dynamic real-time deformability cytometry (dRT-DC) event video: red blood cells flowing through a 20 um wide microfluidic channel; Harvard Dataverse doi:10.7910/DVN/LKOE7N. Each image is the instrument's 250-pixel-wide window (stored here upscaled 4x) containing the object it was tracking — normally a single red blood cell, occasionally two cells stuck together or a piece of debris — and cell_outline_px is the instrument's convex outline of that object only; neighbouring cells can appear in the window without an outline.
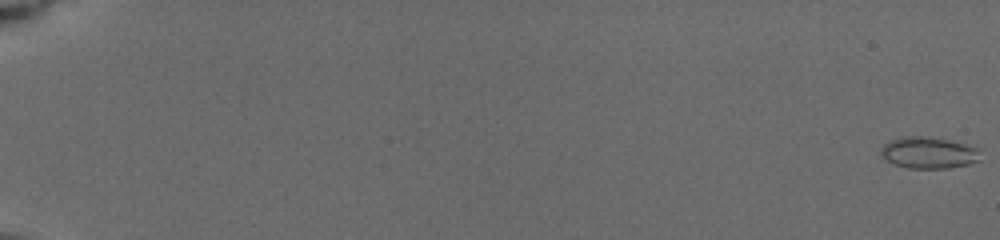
{"species": "common noctule bat (a hibernating species)", "species_latin": "Nyctalus noctula", "temperature_condition": "cold", "stored_images_in_passage": 19, "camera_frame_rate_fps": 3000, "um_per_image_px": 0.085, "animal": {"sex": "female", "body_mass_g": 19.5, "forearm_length_mm": 54.1}, "frame": {"image": 1, "passage_image": 1, "time_ms": 0.0, "image_size_px": [1000, 240], "cell_outline_px": [[980, 160], [968, 164], [948, 168], [908, 168], [896, 164], [880, 156], [880, 148], [888, 140], [904, 136], [924, 136], [948, 140], [964, 144], [976, 148]], "centroid_in_image_um": [78.87, 12.97], "position_along_channel_um": 6.1, "area_um2": 18.09}}
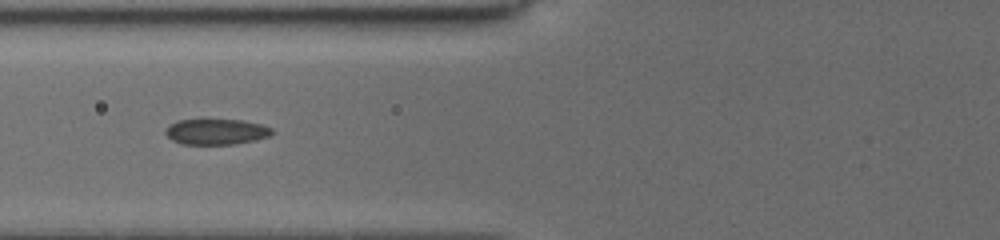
{"frame": {"image": 2, "passage_image": 15, "time_ms": 8.0, "image_size_px": [1000, 240], "cell_outline_px": [[272, 136], [256, 140], [232, 144], [180, 144], [172, 140], [164, 132], [168, 124], [176, 120], [200, 116], [208, 116], [244, 120], [260, 124], [272, 128]], "centroid_in_image_um": [18.32, 11.12], "position_along_channel_um": 107.5, "area_um2": 17.11}}
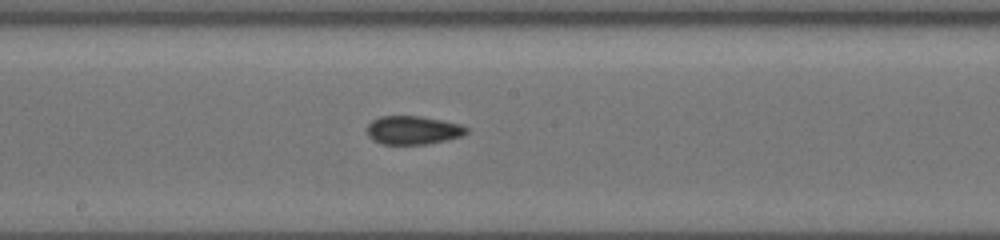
{"frame": {"image": 3, "passage_image": 19, "time_ms": 10.667, "image_size_px": [1000, 240], "cell_outline_px": [[468, 132], [464, 136], [448, 140], [428, 144], [380, 144], [368, 136], [368, 124], [372, 120], [380, 116], [420, 116], [460, 124], [468, 128]], "centroid_in_image_um": [35.13, 11.07], "position_along_channel_um": 213.1, "area_um2": 16.59}}